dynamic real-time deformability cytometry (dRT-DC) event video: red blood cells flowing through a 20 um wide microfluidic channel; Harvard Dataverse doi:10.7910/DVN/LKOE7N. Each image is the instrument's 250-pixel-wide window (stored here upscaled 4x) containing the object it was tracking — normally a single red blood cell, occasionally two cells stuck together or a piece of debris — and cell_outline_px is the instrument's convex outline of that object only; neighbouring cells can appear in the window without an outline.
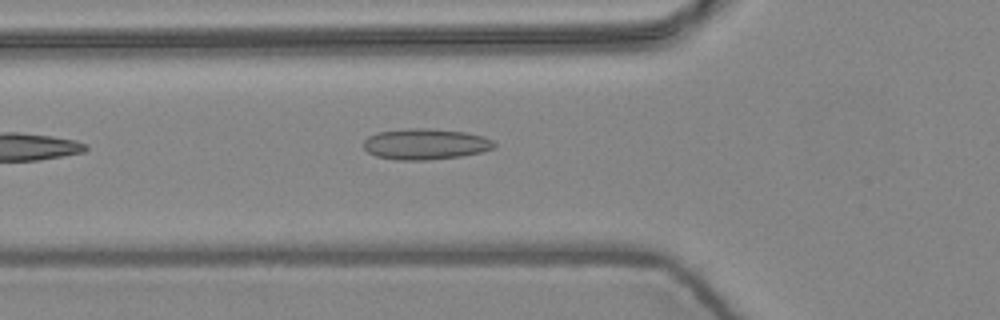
{"species": "common noctule bat (a hibernating species)", "species_latin": "Nyctalus noctula", "temperature_condition": "warm", "stored_images_in_passage": 4, "camera_frame_rate_fps": 3000, "um_per_image_px": 0.085, "animal": {"sex": "female", "body_mass_g": 24.6, "forearm_length_mm": 56.2}, "frame": {"image": 1, "passage_image": 4, "time_ms": 1.0, "image_size_px": [1000, 320], "cell_outline_px": [[496, 148], [480, 152], [460, 156], [428, 160], [396, 160], [376, 156], [368, 152], [364, 148], [364, 140], [368, 136], [380, 132], [408, 128], [428, 128], [464, 132], [484, 136], [492, 140], [496, 144]], "centroid_in_image_um": [36.17, 12.25], "position_along_channel_um": 89.6, "area_um2": 23.52}}